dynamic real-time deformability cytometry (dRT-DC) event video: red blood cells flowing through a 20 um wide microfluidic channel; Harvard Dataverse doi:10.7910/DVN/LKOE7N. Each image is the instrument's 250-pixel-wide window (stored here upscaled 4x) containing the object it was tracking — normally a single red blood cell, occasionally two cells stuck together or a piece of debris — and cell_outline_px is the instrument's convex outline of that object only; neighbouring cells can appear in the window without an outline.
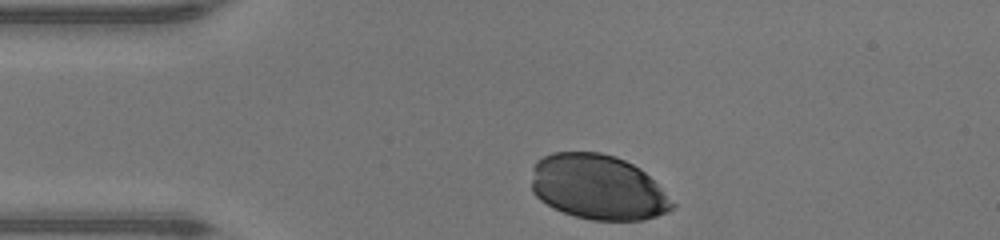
{"species": "human", "species_latin": "Homo sapiens", "temperature_condition": "warm", "stored_images_in_passage": 29, "camera_frame_rate_fps": 3000, "um_per_image_px": 0.085, "donor": {"sex": "male"}, "frame": {"image": 1, "passage_image": 1, "time_ms": 0.0, "image_size_px": [1000, 240], "cell_outline_px": [[676, 204], [672, 208], [656, 216], [644, 220], [592, 220], [576, 216], [564, 212], [540, 200], [532, 192], [532, 168], [536, 160], [552, 152], [600, 152], [616, 156], [640, 168]], "centroid_in_image_um": [50.79, 15.9], "position_along_channel_um": 34.2, "area_um2": 53.06}}
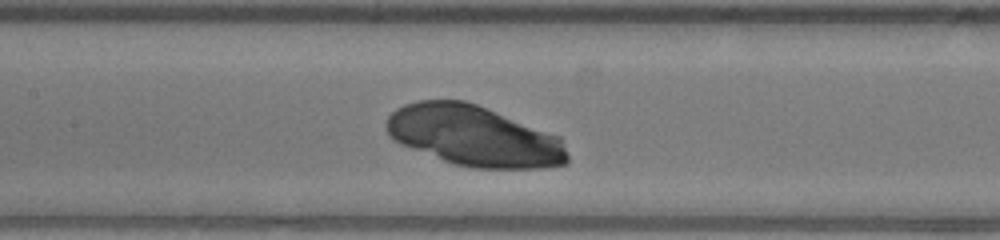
{"frame": {"image": 2, "passage_image": 13, "time_ms": 4.0, "image_size_px": [1000, 240], "cell_outline_px": [[568, 160], [564, 164], [544, 168], [472, 168], [456, 164], [444, 160], [400, 144], [392, 140], [388, 136], [384, 128], [384, 124], [388, 116], [396, 108], [404, 104], [416, 100], [464, 100], [476, 104], [560, 136], [564, 144], [568, 156]], "centroid_in_image_um": [40.24, 11.55], "position_along_channel_um": 167.2, "area_um2": 63.98}}
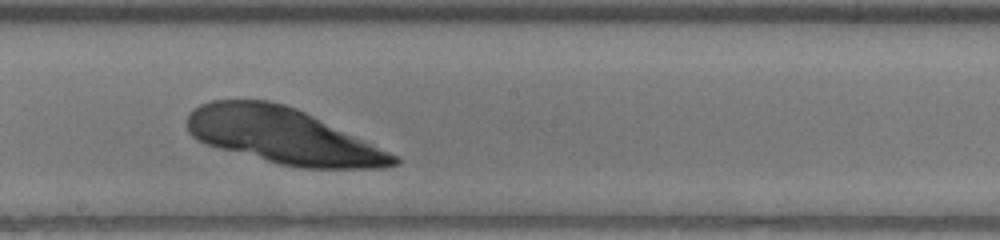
{"frame": {"image": 3, "passage_image": 17, "time_ms": 5.333, "image_size_px": [1000, 240], "cell_outline_px": [[400, 164], [384, 168], [300, 168], [280, 164], [220, 148], [196, 140], [188, 132], [188, 116], [192, 108], [200, 104], [212, 100], [268, 100], [284, 104], [296, 108], [388, 152], [396, 156], [400, 160]], "centroid_in_image_um": [23.99, 11.55], "position_along_channel_um": 224.2, "area_um2": 66.07}}